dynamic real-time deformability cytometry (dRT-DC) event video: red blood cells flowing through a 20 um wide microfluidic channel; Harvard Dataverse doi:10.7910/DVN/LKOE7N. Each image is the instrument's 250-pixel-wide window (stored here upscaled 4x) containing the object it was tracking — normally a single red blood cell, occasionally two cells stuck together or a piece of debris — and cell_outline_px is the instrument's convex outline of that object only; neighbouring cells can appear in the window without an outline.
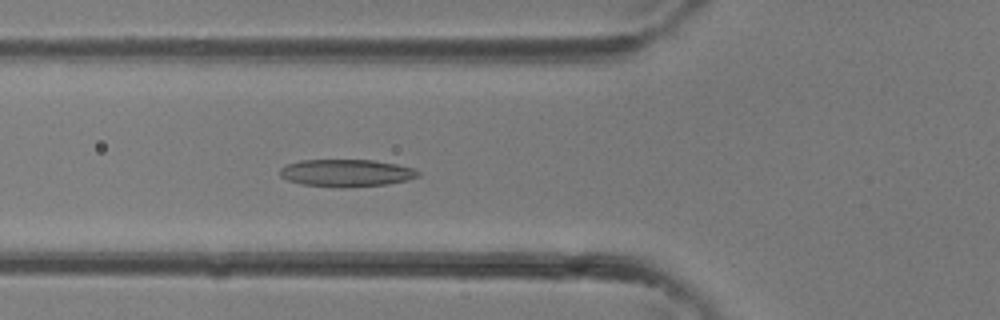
{"species": "common noctule bat (a hibernating species)", "species_latin": "Nyctalus noctula", "temperature_condition": "room temperature", "stored_images_in_passage": 35, "camera_frame_rate_fps": 3000, "um_per_image_px": 0.085, "animal": {"sex": "female"}, "frame": {"image": 1, "passage_image": 12, "time_ms": 3.667, "image_size_px": [1000, 320], "cell_outline_px": [[420, 176], [408, 180], [384, 184], [348, 188], [340, 188], [300, 184], [288, 180], [280, 176], [280, 168], [288, 164], [300, 160], [372, 160], [396, 164], [412, 168], [420, 172]], "centroid_in_image_um": [29.43, 14.71], "position_along_channel_um": 96.4, "area_um2": 22.08}}
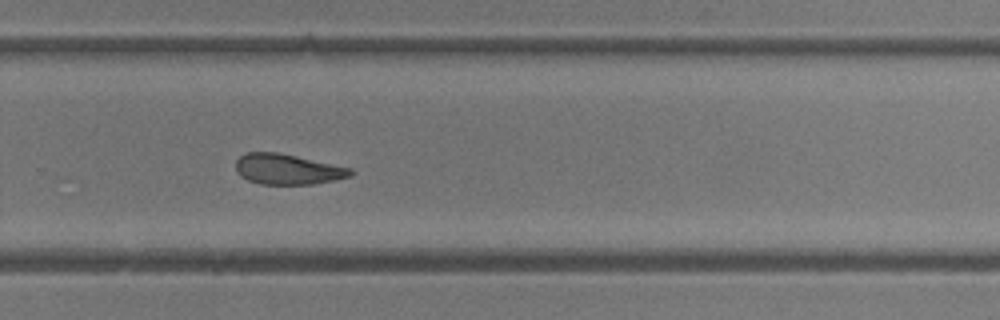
{"frame": {"image": 2, "passage_image": 23, "time_ms": 7.333, "image_size_px": [1000, 320], "cell_outline_px": [[352, 176], [336, 180], [312, 184], [260, 184], [248, 180], [240, 176], [236, 172], [236, 160], [240, 156], [248, 152], [280, 152], [352, 168]], "centroid_in_image_um": [24.44, 14.38], "position_along_channel_um": 305.4, "area_um2": 20.52}}
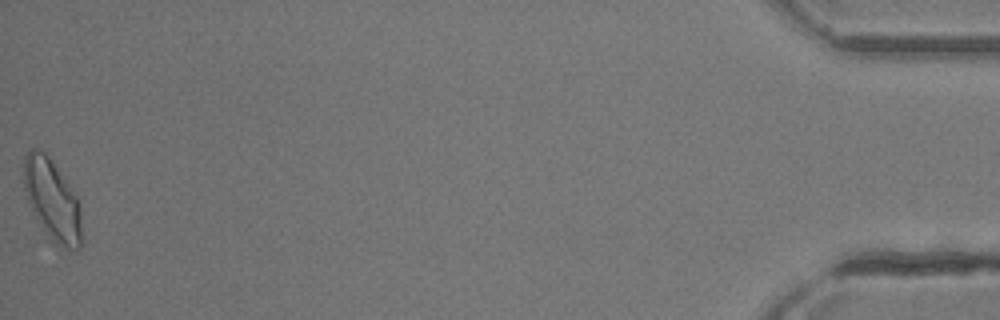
{"frame": {"image": 3, "passage_image": 35, "time_ms": 11.333, "image_size_px": [1000, 320], "cell_outline_px": [[84, 244], [80, 248], [60, 248], [52, 240], [36, 216], [28, 200], [24, 188], [24, 156], [32, 148], [36, 148], [44, 152], [48, 156], [76, 196], [80, 212]], "centroid_in_image_um": [4.47, 17.03], "position_along_channel_um": 430.7, "area_um2": 26.76}}